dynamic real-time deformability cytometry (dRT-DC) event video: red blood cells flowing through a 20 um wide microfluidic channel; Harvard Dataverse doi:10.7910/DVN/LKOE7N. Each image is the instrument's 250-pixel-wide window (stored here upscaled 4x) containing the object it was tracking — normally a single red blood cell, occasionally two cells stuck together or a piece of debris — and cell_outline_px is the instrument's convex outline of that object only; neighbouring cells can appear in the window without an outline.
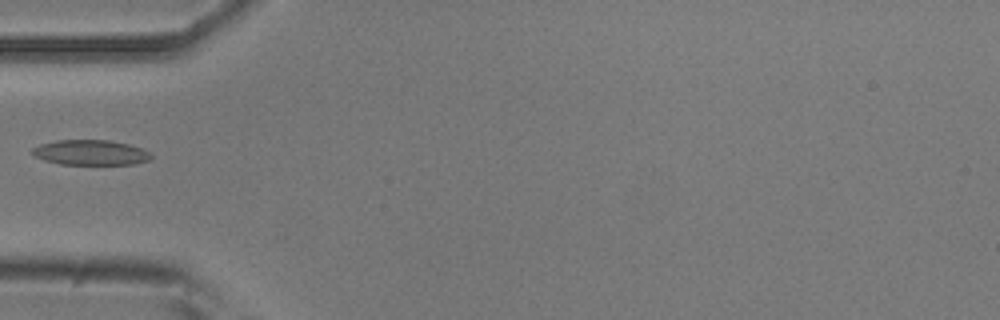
{"species": "common noctule bat (a hibernating species)", "species_latin": "Nyctalus noctula", "temperature_condition": "room temperature", "stored_images_in_passage": 5, "camera_frame_rate_fps": 3000, "um_per_image_px": 0.085, "animal": {"sex": "male", "body_mass_g": 20.5, "forearm_length_mm": 52.5}, "frame": {"image": 1, "passage_image": 1, "time_ms": 0.0, "image_size_px": [1000, 320], "cell_outline_px": [[152, 156], [148, 160], [132, 164], [60, 164], [44, 160], [36, 156], [32, 152], [32, 148], [40, 144], [56, 140], [108, 140], [128, 144], [140, 148], [148, 152]], "centroid_in_image_um": [7.67, 12.96], "position_along_channel_um": 77.3, "area_um2": 17.17}}